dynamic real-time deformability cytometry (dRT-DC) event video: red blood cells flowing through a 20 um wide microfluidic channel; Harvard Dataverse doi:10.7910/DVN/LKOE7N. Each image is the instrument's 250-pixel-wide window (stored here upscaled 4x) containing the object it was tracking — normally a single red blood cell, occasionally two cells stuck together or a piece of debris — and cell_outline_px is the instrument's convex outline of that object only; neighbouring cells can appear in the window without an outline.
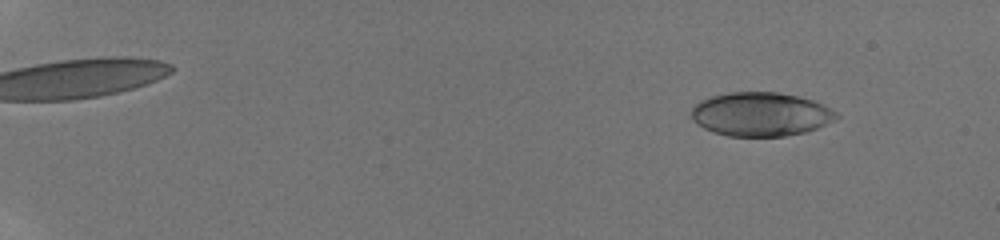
{"species": "human", "species_latin": "Homo sapiens", "temperature_condition": "room temperature", "stored_images_in_passage": 53, "camera_frame_rate_fps": 3000, "um_per_image_px": 0.085, "donor": {"sex": "male"}, "frame": {"image": 1, "passage_image": 7, "time_ms": 2.0, "image_size_px": [1000, 240], "cell_outline_px": [[840, 116], [836, 120], [808, 132], [784, 136], [728, 136], [712, 132], [704, 128], [692, 120], [688, 112], [700, 100], [712, 96], [732, 92], [776, 92], [796, 96], [812, 100], [836, 112]], "centroid_in_image_um": [64.63, 9.72], "position_along_channel_um": 20.4, "area_um2": 37.17}}
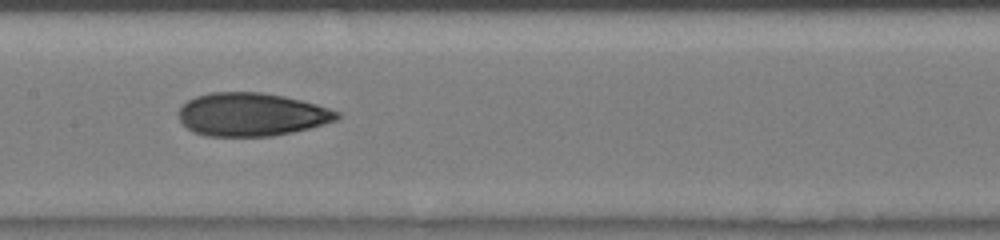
{"frame": {"image": 2, "passage_image": 31, "time_ms": 10.0, "image_size_px": [1000, 240], "cell_outline_px": [[340, 116], [336, 120], [324, 124], [292, 132], [272, 136], [208, 136], [196, 132], [188, 128], [180, 120], [180, 108], [188, 100], [196, 96], [212, 92], [264, 92], [284, 96], [316, 104], [340, 112]], "centroid_in_image_um": [21.4, 9.72], "position_along_channel_um": 186.0, "area_um2": 39.59}}
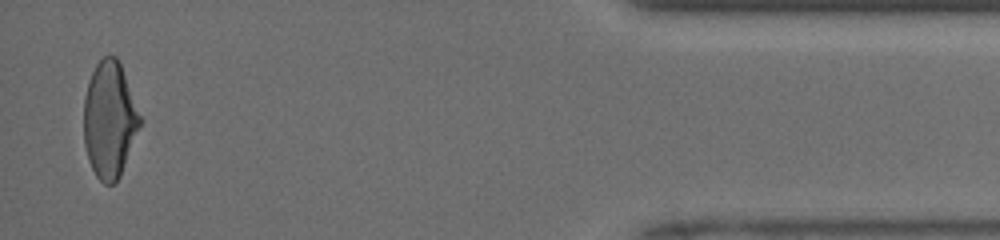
{"frame": {"image": 3, "passage_image": 52, "time_ms": 17.0, "image_size_px": [1000, 240], "cell_outline_px": [[144, 120], [120, 176], [112, 184], [104, 184], [96, 176], [88, 160], [84, 144], [84, 96], [88, 80], [96, 64], [104, 56], [116, 56], [120, 64]], "centroid_in_image_um": [9.33, 10.18], "position_along_channel_um": 425.9, "area_um2": 38.49}, "authors_computed_cell_mechanics": {"area_um2": 38.6682, "velocity_mm_per_s": 4.2281, "shape_relaxation_time_tau1_ms": 6.7384, "shape_relaxation_time_tau2_ms": 1.5568, "deformation_change_tau1": 0.1985, "deformation_change_tau2": 0.0789}}